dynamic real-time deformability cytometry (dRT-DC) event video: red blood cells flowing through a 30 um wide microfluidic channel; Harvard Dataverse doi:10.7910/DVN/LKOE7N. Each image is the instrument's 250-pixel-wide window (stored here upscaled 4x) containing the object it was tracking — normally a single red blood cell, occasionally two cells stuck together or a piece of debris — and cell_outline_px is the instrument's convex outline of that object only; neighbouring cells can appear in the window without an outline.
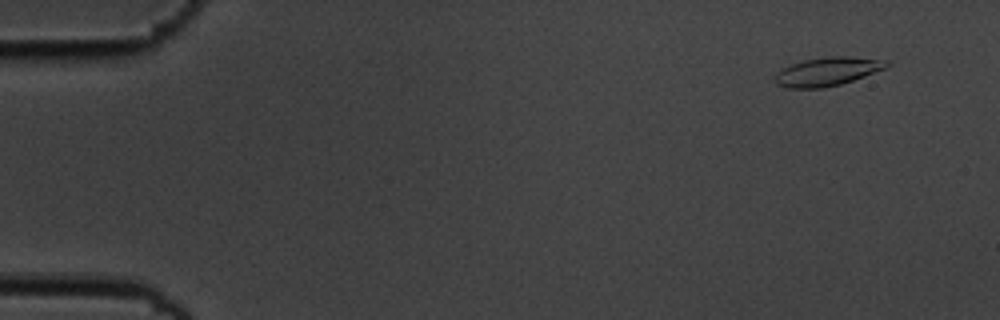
{"species": "common noctule bat (a hibernating species)", "species_latin": "Nyctalus noctula", "temperature_condition": "cold", "stored_images_in_passage": 8, "camera_frame_rate_fps": 3000, "um_per_image_px": 0.085, "animal": {"sex": "male", "body_mass_g": 19.5, "forearm_length_mm": 54.6}, "frame": {"image": 1, "passage_image": 2, "time_ms": 0.333, "image_size_px": [1000, 320], "cell_outline_px": [[888, 64], [884, 68], [864, 76], [840, 84], [824, 88], [788, 88], [776, 84], [772, 80], [784, 68], [792, 64], [804, 60], [828, 56], [848, 56], [888, 60]], "centroid_in_image_um": [70.31, 6.08], "position_along_channel_um": 14.7, "area_um2": 18.32}}
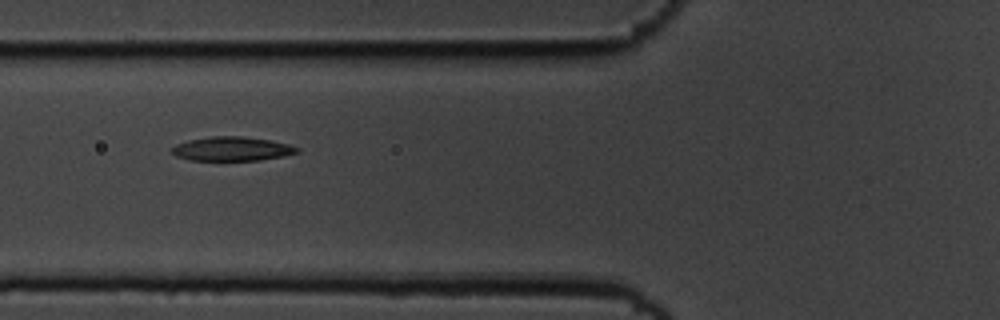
{"frame": {"image": 2, "passage_image": 7, "time_ms": 2.0, "image_size_px": [1000, 320], "cell_outline_px": [[300, 152], [284, 156], [260, 160], [188, 160], [176, 156], [168, 148], [176, 144], [188, 140], [212, 136], [240, 136], [268, 140], [288, 144], [300, 148]], "centroid_in_image_um": [19.69, 12.65], "position_along_channel_um": 106.1, "area_um2": 17.63}}
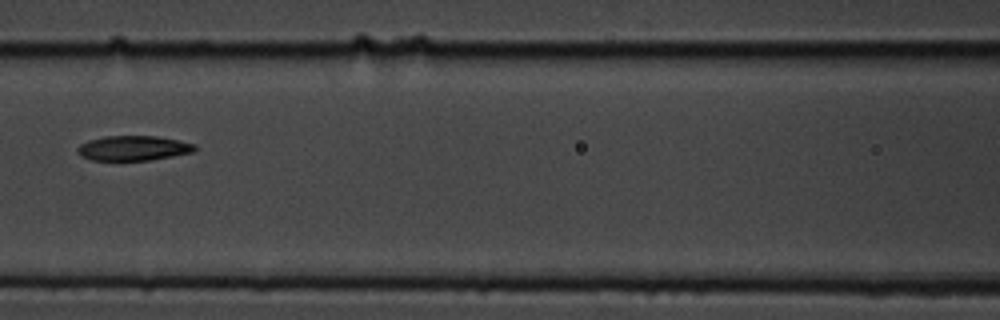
{"frame": {"image": 3, "passage_image": 8, "time_ms": 2.333, "image_size_px": [1000, 320], "cell_outline_px": [[196, 148], [192, 152], [152, 160], [92, 160], [80, 156], [76, 152], [76, 148], [80, 144], [88, 140], [104, 136], [156, 136], [196, 144]], "centroid_in_image_um": [11.28, 12.59], "position_along_channel_um": 155.3, "area_um2": 16.99}}